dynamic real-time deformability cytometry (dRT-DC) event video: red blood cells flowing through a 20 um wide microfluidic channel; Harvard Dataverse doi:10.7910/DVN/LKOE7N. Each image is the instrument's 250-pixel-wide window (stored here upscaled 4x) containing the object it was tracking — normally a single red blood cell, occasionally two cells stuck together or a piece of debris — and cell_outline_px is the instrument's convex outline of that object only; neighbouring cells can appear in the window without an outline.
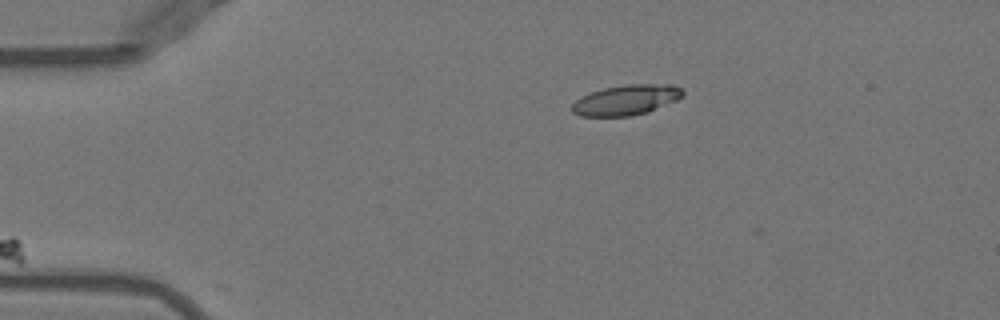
{"species": "Egyptian fruit bat (a non-hibernating species)", "species_latin": "Rousettus aegyptiacus", "temperature_condition": "warm", "stored_images_in_passage": 3, "camera_frame_rate_fps": 3000, "um_per_image_px": 0.085, "animal": {"sex": "female"}, "frame": {"image": 1, "passage_image": 1, "time_ms": 0.0, "image_size_px": [1000, 320], "cell_outline_px": [[684, 96], [676, 100], [648, 112], [632, 116], [580, 116], [572, 112], [572, 104], [576, 100], [592, 92], [604, 88], [624, 84], [672, 84], [680, 88], [684, 92]], "centroid_in_image_um": [53.25, 8.49], "position_along_channel_um": 31.7, "area_um2": 19.48}}